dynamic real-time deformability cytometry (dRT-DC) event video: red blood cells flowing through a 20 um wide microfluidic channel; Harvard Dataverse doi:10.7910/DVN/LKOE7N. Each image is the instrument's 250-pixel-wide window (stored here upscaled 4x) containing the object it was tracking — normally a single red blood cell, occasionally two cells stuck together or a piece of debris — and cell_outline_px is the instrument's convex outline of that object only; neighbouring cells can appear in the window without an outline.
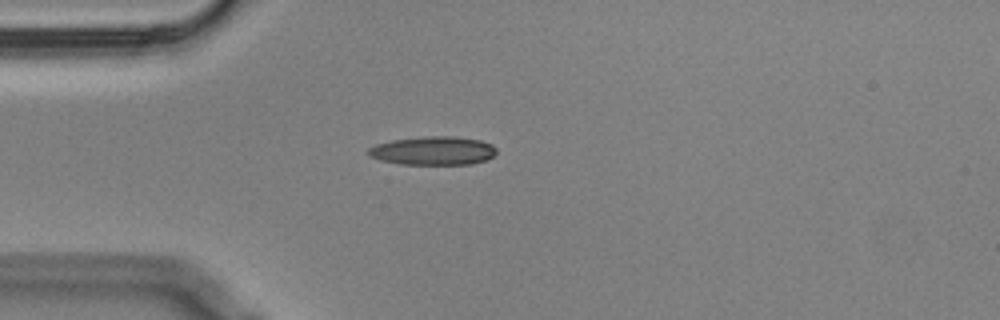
{"species": "Egyptian fruit bat (a non-hibernating species)", "species_latin": "Rousettus aegyptiacus", "temperature_condition": "cold", "stored_images_in_passage": 3, "camera_frame_rate_fps": 3000, "um_per_image_px": 0.085, "animal": {"sex": "male"}, "frame": {"image": 1, "passage_image": 1, "time_ms": 0.0, "image_size_px": [1000, 320], "cell_outline_px": [[496, 152], [488, 160], [472, 164], [400, 164], [380, 160], [368, 156], [368, 148], [376, 144], [392, 140], [424, 136], [452, 136], [480, 140], [492, 144], [496, 148]], "centroid_in_image_um": [36.82, 12.81], "position_along_channel_um": 48.2, "area_um2": 21.44}}